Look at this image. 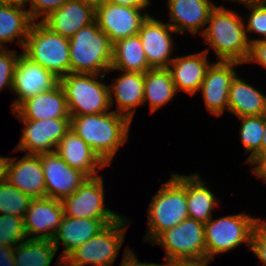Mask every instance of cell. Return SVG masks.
<instances>
[{"mask_svg":"<svg viewBox=\"0 0 266 266\" xmlns=\"http://www.w3.org/2000/svg\"><path fill=\"white\" fill-rule=\"evenodd\" d=\"M131 120L111 110L105 113L71 116V129L79 135L108 166L125 145Z\"/></svg>","mask_w":266,"mask_h":266,"instance_id":"obj_1","label":"cell"},{"mask_svg":"<svg viewBox=\"0 0 266 266\" xmlns=\"http://www.w3.org/2000/svg\"><path fill=\"white\" fill-rule=\"evenodd\" d=\"M244 18L236 11L216 6L210 13L207 26L202 34L204 42L215 52L217 61L245 64L248 59L250 43L246 36Z\"/></svg>","mask_w":266,"mask_h":266,"instance_id":"obj_2","label":"cell"},{"mask_svg":"<svg viewBox=\"0 0 266 266\" xmlns=\"http://www.w3.org/2000/svg\"><path fill=\"white\" fill-rule=\"evenodd\" d=\"M112 47L96 21L82 27L69 38L70 73L106 74L111 68Z\"/></svg>","mask_w":266,"mask_h":266,"instance_id":"obj_3","label":"cell"},{"mask_svg":"<svg viewBox=\"0 0 266 266\" xmlns=\"http://www.w3.org/2000/svg\"><path fill=\"white\" fill-rule=\"evenodd\" d=\"M147 215V231L143 239L149 243L189 218L186 187L173 174L153 195Z\"/></svg>","mask_w":266,"mask_h":266,"instance_id":"obj_4","label":"cell"},{"mask_svg":"<svg viewBox=\"0 0 266 266\" xmlns=\"http://www.w3.org/2000/svg\"><path fill=\"white\" fill-rule=\"evenodd\" d=\"M105 76L106 74H100L99 77L98 74L69 73L59 78L70 116L99 114L112 110L109 87L103 81Z\"/></svg>","mask_w":266,"mask_h":266,"instance_id":"obj_5","label":"cell"},{"mask_svg":"<svg viewBox=\"0 0 266 266\" xmlns=\"http://www.w3.org/2000/svg\"><path fill=\"white\" fill-rule=\"evenodd\" d=\"M22 53L57 78L70 73L69 38L50 30L40 20L33 21Z\"/></svg>","mask_w":266,"mask_h":266,"instance_id":"obj_6","label":"cell"},{"mask_svg":"<svg viewBox=\"0 0 266 266\" xmlns=\"http://www.w3.org/2000/svg\"><path fill=\"white\" fill-rule=\"evenodd\" d=\"M130 223L128 218L121 216L106 225L91 239L71 251L63 259V266H114Z\"/></svg>","mask_w":266,"mask_h":266,"instance_id":"obj_7","label":"cell"},{"mask_svg":"<svg viewBox=\"0 0 266 266\" xmlns=\"http://www.w3.org/2000/svg\"><path fill=\"white\" fill-rule=\"evenodd\" d=\"M261 218L247 213L213 217L204 224L206 258L214 260L215 255L238 248L242 243L251 249L254 226Z\"/></svg>","mask_w":266,"mask_h":266,"instance_id":"obj_8","label":"cell"},{"mask_svg":"<svg viewBox=\"0 0 266 266\" xmlns=\"http://www.w3.org/2000/svg\"><path fill=\"white\" fill-rule=\"evenodd\" d=\"M160 245L165 252L164 262L206 258L204 224L187 218L162 232L152 244Z\"/></svg>","mask_w":266,"mask_h":266,"instance_id":"obj_9","label":"cell"},{"mask_svg":"<svg viewBox=\"0 0 266 266\" xmlns=\"http://www.w3.org/2000/svg\"><path fill=\"white\" fill-rule=\"evenodd\" d=\"M19 121L24 127L20 141L13 151H26L29 155L55 152L58 143L71 128V118Z\"/></svg>","mask_w":266,"mask_h":266,"instance_id":"obj_10","label":"cell"},{"mask_svg":"<svg viewBox=\"0 0 266 266\" xmlns=\"http://www.w3.org/2000/svg\"><path fill=\"white\" fill-rule=\"evenodd\" d=\"M104 180L88 178L76 191L61 200L64 216L72 218L119 219L120 214L105 207Z\"/></svg>","mask_w":266,"mask_h":266,"instance_id":"obj_11","label":"cell"},{"mask_svg":"<svg viewBox=\"0 0 266 266\" xmlns=\"http://www.w3.org/2000/svg\"><path fill=\"white\" fill-rule=\"evenodd\" d=\"M145 9L102 1L95 3V21L113 44L139 33L142 23L150 14L144 12Z\"/></svg>","mask_w":266,"mask_h":266,"instance_id":"obj_12","label":"cell"},{"mask_svg":"<svg viewBox=\"0 0 266 266\" xmlns=\"http://www.w3.org/2000/svg\"><path fill=\"white\" fill-rule=\"evenodd\" d=\"M58 83L59 78L52 72L21 53L14 70L12 92L17 98L11 105L12 111L28 98L52 90Z\"/></svg>","mask_w":266,"mask_h":266,"instance_id":"obj_13","label":"cell"},{"mask_svg":"<svg viewBox=\"0 0 266 266\" xmlns=\"http://www.w3.org/2000/svg\"><path fill=\"white\" fill-rule=\"evenodd\" d=\"M177 32L167 23L149 16L144 20L138 36L151 68H168L174 57L172 34Z\"/></svg>","mask_w":266,"mask_h":266,"instance_id":"obj_14","label":"cell"},{"mask_svg":"<svg viewBox=\"0 0 266 266\" xmlns=\"http://www.w3.org/2000/svg\"><path fill=\"white\" fill-rule=\"evenodd\" d=\"M46 197L62 200L73 194L89 177L70 167L56 152L40 154Z\"/></svg>","mask_w":266,"mask_h":266,"instance_id":"obj_15","label":"cell"},{"mask_svg":"<svg viewBox=\"0 0 266 266\" xmlns=\"http://www.w3.org/2000/svg\"><path fill=\"white\" fill-rule=\"evenodd\" d=\"M237 62L215 61L208 68L201 91L205 107L210 115L221 116L228 111L230 84L237 70ZM236 66V67H235Z\"/></svg>","mask_w":266,"mask_h":266,"instance_id":"obj_16","label":"cell"},{"mask_svg":"<svg viewBox=\"0 0 266 266\" xmlns=\"http://www.w3.org/2000/svg\"><path fill=\"white\" fill-rule=\"evenodd\" d=\"M64 217L61 200L32 199L24 219L28 239L52 240Z\"/></svg>","mask_w":266,"mask_h":266,"instance_id":"obj_17","label":"cell"},{"mask_svg":"<svg viewBox=\"0 0 266 266\" xmlns=\"http://www.w3.org/2000/svg\"><path fill=\"white\" fill-rule=\"evenodd\" d=\"M17 159V161H16ZM5 179L31 199L46 197L45 177L39 155L8 157Z\"/></svg>","mask_w":266,"mask_h":266,"instance_id":"obj_18","label":"cell"},{"mask_svg":"<svg viewBox=\"0 0 266 266\" xmlns=\"http://www.w3.org/2000/svg\"><path fill=\"white\" fill-rule=\"evenodd\" d=\"M40 21L55 33L71 38L82 27L95 21V3L89 0H68Z\"/></svg>","mask_w":266,"mask_h":266,"instance_id":"obj_19","label":"cell"},{"mask_svg":"<svg viewBox=\"0 0 266 266\" xmlns=\"http://www.w3.org/2000/svg\"><path fill=\"white\" fill-rule=\"evenodd\" d=\"M169 25L178 34L202 35L210 13L216 7L210 0H168ZM202 28V29H201Z\"/></svg>","mask_w":266,"mask_h":266,"instance_id":"obj_20","label":"cell"},{"mask_svg":"<svg viewBox=\"0 0 266 266\" xmlns=\"http://www.w3.org/2000/svg\"><path fill=\"white\" fill-rule=\"evenodd\" d=\"M118 219H91V218H72L64 216L59 229L54 234L52 242L57 250L60 244L64 249L56 261L55 266H63V259L75 248L95 236L106 225Z\"/></svg>","mask_w":266,"mask_h":266,"instance_id":"obj_21","label":"cell"},{"mask_svg":"<svg viewBox=\"0 0 266 266\" xmlns=\"http://www.w3.org/2000/svg\"><path fill=\"white\" fill-rule=\"evenodd\" d=\"M12 113L18 120L71 118L64 91L59 83L52 90L23 101Z\"/></svg>","mask_w":266,"mask_h":266,"instance_id":"obj_22","label":"cell"},{"mask_svg":"<svg viewBox=\"0 0 266 266\" xmlns=\"http://www.w3.org/2000/svg\"><path fill=\"white\" fill-rule=\"evenodd\" d=\"M208 55L203 50L194 54L174 57L168 70L177 92L183 91L192 96L199 92L206 72L213 63L207 58Z\"/></svg>","mask_w":266,"mask_h":266,"instance_id":"obj_23","label":"cell"},{"mask_svg":"<svg viewBox=\"0 0 266 266\" xmlns=\"http://www.w3.org/2000/svg\"><path fill=\"white\" fill-rule=\"evenodd\" d=\"M108 87L111 107L113 108L115 103L117 106L113 111L132 121L136 108L143 105L144 74L122 71L121 75L114 78L113 83Z\"/></svg>","mask_w":266,"mask_h":266,"instance_id":"obj_24","label":"cell"},{"mask_svg":"<svg viewBox=\"0 0 266 266\" xmlns=\"http://www.w3.org/2000/svg\"><path fill=\"white\" fill-rule=\"evenodd\" d=\"M55 152L72 168L85 173L89 178L100 176L98 169L107 165L91 147L71 128L58 143Z\"/></svg>","mask_w":266,"mask_h":266,"instance_id":"obj_25","label":"cell"},{"mask_svg":"<svg viewBox=\"0 0 266 266\" xmlns=\"http://www.w3.org/2000/svg\"><path fill=\"white\" fill-rule=\"evenodd\" d=\"M172 174L186 187L189 218L203 224L207 223L212 218V211L216 205L220 207L219 200L208 188L207 182L202 180L198 173L180 175L173 172Z\"/></svg>","mask_w":266,"mask_h":266,"instance_id":"obj_26","label":"cell"},{"mask_svg":"<svg viewBox=\"0 0 266 266\" xmlns=\"http://www.w3.org/2000/svg\"><path fill=\"white\" fill-rule=\"evenodd\" d=\"M228 112L235 117L266 114V95L235 75L230 84Z\"/></svg>","mask_w":266,"mask_h":266,"instance_id":"obj_27","label":"cell"},{"mask_svg":"<svg viewBox=\"0 0 266 266\" xmlns=\"http://www.w3.org/2000/svg\"><path fill=\"white\" fill-rule=\"evenodd\" d=\"M112 48V63L107 73L117 70L144 74L151 69L138 34L116 41Z\"/></svg>","mask_w":266,"mask_h":266,"instance_id":"obj_28","label":"cell"},{"mask_svg":"<svg viewBox=\"0 0 266 266\" xmlns=\"http://www.w3.org/2000/svg\"><path fill=\"white\" fill-rule=\"evenodd\" d=\"M177 93L168 68H151L144 73L143 104L149 102L151 114L168 104Z\"/></svg>","mask_w":266,"mask_h":266,"instance_id":"obj_29","label":"cell"},{"mask_svg":"<svg viewBox=\"0 0 266 266\" xmlns=\"http://www.w3.org/2000/svg\"><path fill=\"white\" fill-rule=\"evenodd\" d=\"M32 23L27 10L0 5V48L5 49L6 43H14V40H17L16 43L23 49Z\"/></svg>","mask_w":266,"mask_h":266,"instance_id":"obj_30","label":"cell"},{"mask_svg":"<svg viewBox=\"0 0 266 266\" xmlns=\"http://www.w3.org/2000/svg\"><path fill=\"white\" fill-rule=\"evenodd\" d=\"M57 251L52 240L27 238L14 247L15 266H50Z\"/></svg>","mask_w":266,"mask_h":266,"instance_id":"obj_31","label":"cell"},{"mask_svg":"<svg viewBox=\"0 0 266 266\" xmlns=\"http://www.w3.org/2000/svg\"><path fill=\"white\" fill-rule=\"evenodd\" d=\"M242 121L239 129V137L249 154L246 164L255 165L261 159V142L265 129V115L237 117Z\"/></svg>","mask_w":266,"mask_h":266,"instance_id":"obj_32","label":"cell"},{"mask_svg":"<svg viewBox=\"0 0 266 266\" xmlns=\"http://www.w3.org/2000/svg\"><path fill=\"white\" fill-rule=\"evenodd\" d=\"M31 200L6 179L0 182V214L24 217Z\"/></svg>","mask_w":266,"mask_h":266,"instance_id":"obj_33","label":"cell"},{"mask_svg":"<svg viewBox=\"0 0 266 266\" xmlns=\"http://www.w3.org/2000/svg\"><path fill=\"white\" fill-rule=\"evenodd\" d=\"M26 237L23 217L0 214V245L15 247Z\"/></svg>","mask_w":266,"mask_h":266,"instance_id":"obj_34","label":"cell"},{"mask_svg":"<svg viewBox=\"0 0 266 266\" xmlns=\"http://www.w3.org/2000/svg\"><path fill=\"white\" fill-rule=\"evenodd\" d=\"M242 5L250 9L249 16H246L248 17L247 24H244L248 42L251 44L258 40H266V0L253 1ZM249 33L257 34L261 36V39L252 38L250 40Z\"/></svg>","mask_w":266,"mask_h":266,"instance_id":"obj_35","label":"cell"},{"mask_svg":"<svg viewBox=\"0 0 266 266\" xmlns=\"http://www.w3.org/2000/svg\"><path fill=\"white\" fill-rule=\"evenodd\" d=\"M17 53L15 49L0 48V92L7 87L12 91L14 70L20 55Z\"/></svg>","mask_w":266,"mask_h":266,"instance_id":"obj_36","label":"cell"},{"mask_svg":"<svg viewBox=\"0 0 266 266\" xmlns=\"http://www.w3.org/2000/svg\"><path fill=\"white\" fill-rule=\"evenodd\" d=\"M252 253L266 266V220L260 219L254 226L251 237Z\"/></svg>","mask_w":266,"mask_h":266,"instance_id":"obj_37","label":"cell"},{"mask_svg":"<svg viewBox=\"0 0 266 266\" xmlns=\"http://www.w3.org/2000/svg\"><path fill=\"white\" fill-rule=\"evenodd\" d=\"M68 0H28L30 9L27 10L33 21H38L40 16L44 19L53 10L60 8Z\"/></svg>","mask_w":266,"mask_h":266,"instance_id":"obj_38","label":"cell"},{"mask_svg":"<svg viewBox=\"0 0 266 266\" xmlns=\"http://www.w3.org/2000/svg\"><path fill=\"white\" fill-rule=\"evenodd\" d=\"M245 63H258L266 69V40H258L250 44L248 59Z\"/></svg>","mask_w":266,"mask_h":266,"instance_id":"obj_39","label":"cell"},{"mask_svg":"<svg viewBox=\"0 0 266 266\" xmlns=\"http://www.w3.org/2000/svg\"><path fill=\"white\" fill-rule=\"evenodd\" d=\"M124 250L125 251L123 252V258L119 266H161L160 263H141V261L138 260L135 252H133V249H131L128 245Z\"/></svg>","mask_w":266,"mask_h":266,"instance_id":"obj_40","label":"cell"},{"mask_svg":"<svg viewBox=\"0 0 266 266\" xmlns=\"http://www.w3.org/2000/svg\"><path fill=\"white\" fill-rule=\"evenodd\" d=\"M212 260L208 258L203 259H187V260H173L167 261L161 266H209Z\"/></svg>","mask_w":266,"mask_h":266,"instance_id":"obj_41","label":"cell"},{"mask_svg":"<svg viewBox=\"0 0 266 266\" xmlns=\"http://www.w3.org/2000/svg\"><path fill=\"white\" fill-rule=\"evenodd\" d=\"M0 266H15L13 246L0 245Z\"/></svg>","mask_w":266,"mask_h":266,"instance_id":"obj_42","label":"cell"},{"mask_svg":"<svg viewBox=\"0 0 266 266\" xmlns=\"http://www.w3.org/2000/svg\"><path fill=\"white\" fill-rule=\"evenodd\" d=\"M109 3L124 5L136 8H147L148 5L152 4L151 0H104Z\"/></svg>","mask_w":266,"mask_h":266,"instance_id":"obj_43","label":"cell"},{"mask_svg":"<svg viewBox=\"0 0 266 266\" xmlns=\"http://www.w3.org/2000/svg\"><path fill=\"white\" fill-rule=\"evenodd\" d=\"M251 172L266 184V154L254 166H252Z\"/></svg>","mask_w":266,"mask_h":266,"instance_id":"obj_44","label":"cell"},{"mask_svg":"<svg viewBox=\"0 0 266 266\" xmlns=\"http://www.w3.org/2000/svg\"><path fill=\"white\" fill-rule=\"evenodd\" d=\"M0 5H8L27 9L28 0H0Z\"/></svg>","mask_w":266,"mask_h":266,"instance_id":"obj_45","label":"cell"},{"mask_svg":"<svg viewBox=\"0 0 266 266\" xmlns=\"http://www.w3.org/2000/svg\"><path fill=\"white\" fill-rule=\"evenodd\" d=\"M7 160L8 156L4 157L0 155V182L5 180Z\"/></svg>","mask_w":266,"mask_h":266,"instance_id":"obj_46","label":"cell"},{"mask_svg":"<svg viewBox=\"0 0 266 266\" xmlns=\"http://www.w3.org/2000/svg\"><path fill=\"white\" fill-rule=\"evenodd\" d=\"M266 154V114H265V129L261 142V158Z\"/></svg>","mask_w":266,"mask_h":266,"instance_id":"obj_47","label":"cell"},{"mask_svg":"<svg viewBox=\"0 0 266 266\" xmlns=\"http://www.w3.org/2000/svg\"><path fill=\"white\" fill-rule=\"evenodd\" d=\"M227 1L237 2L238 4H246V3L253 2V1H258V0H227Z\"/></svg>","mask_w":266,"mask_h":266,"instance_id":"obj_48","label":"cell"},{"mask_svg":"<svg viewBox=\"0 0 266 266\" xmlns=\"http://www.w3.org/2000/svg\"><path fill=\"white\" fill-rule=\"evenodd\" d=\"M89 1H92V2H94V3H98V2H102V1H104V0H89Z\"/></svg>","mask_w":266,"mask_h":266,"instance_id":"obj_49","label":"cell"}]
</instances>
